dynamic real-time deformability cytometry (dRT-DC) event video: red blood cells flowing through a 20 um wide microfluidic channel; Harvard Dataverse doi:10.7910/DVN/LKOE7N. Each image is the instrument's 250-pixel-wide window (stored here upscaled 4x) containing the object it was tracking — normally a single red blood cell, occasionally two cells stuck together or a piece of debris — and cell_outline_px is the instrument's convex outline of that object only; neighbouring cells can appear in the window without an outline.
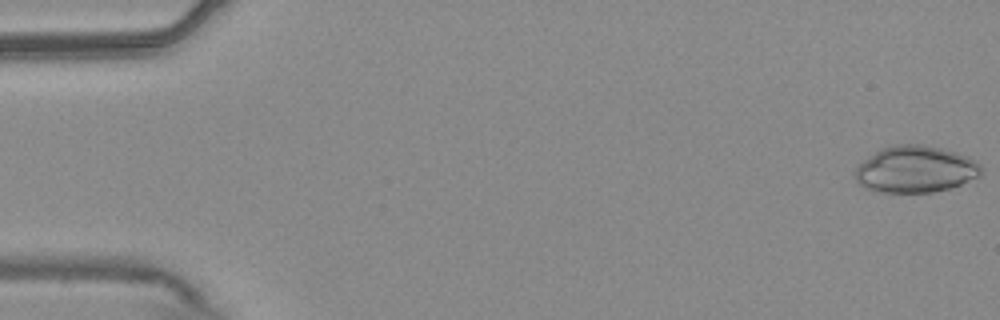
{"species": "common noctule bat (a hibernating species)", "species_latin": "Nyctalus noctula", "temperature_condition": "warm", "stored_images_in_passage": 54, "camera_frame_rate_fps": 3000, "um_per_image_px": 0.085, "animal": {"sex": "male", "body_mass_g": 20.4}, "frame": {"image": 1, "passage_image": 1, "time_ms": 0.0, "image_size_px": [1000, 320], "cell_outline_px": [[980, 176], [960, 184], [948, 188], [932, 192], [880, 192], [864, 188], [856, 180], [856, 168], [864, 160], [880, 148], [896, 144], [920, 144], [940, 148], [968, 156], [976, 160], [980, 164]], "centroid_in_image_um": [77.8, 14.38], "position_along_channel_um": 7.2, "area_um2": 34.04}}
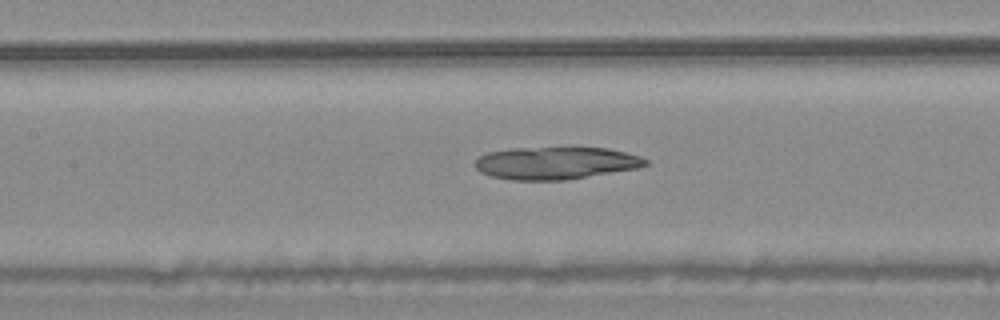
{"frame": {"image": 2, "passage_image": 25, "time_ms": 8.0, "image_size_px": [1000, 320], "cell_outline_px": [[648, 164], [640, 168], [568, 180], [512, 180], [492, 176], [480, 172], [476, 168], [476, 160], [480, 156], [488, 152], [512, 148], [572, 144], [608, 148], [640, 156], [648, 160]], "centroid_in_image_um": [47.3, 13.81], "position_along_channel_um": 160.1, "area_um2": 33.64}}
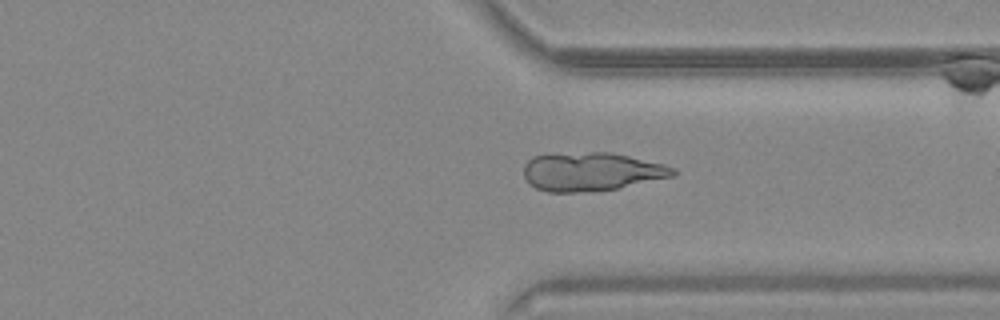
{"frame": {"image": 3, "passage_image": 41, "time_ms": 13.333, "image_size_px": [1000, 320], "cell_outline_px": [[676, 172], [672, 176], [620, 188], [576, 192], [548, 192], [536, 188], [524, 176], [524, 164], [532, 156], [548, 152], [608, 152], [628, 156], [664, 164], [676, 168]], "centroid_in_image_um": [50.22, 14.56], "position_along_channel_um": 361.2, "area_um2": 33.7}}